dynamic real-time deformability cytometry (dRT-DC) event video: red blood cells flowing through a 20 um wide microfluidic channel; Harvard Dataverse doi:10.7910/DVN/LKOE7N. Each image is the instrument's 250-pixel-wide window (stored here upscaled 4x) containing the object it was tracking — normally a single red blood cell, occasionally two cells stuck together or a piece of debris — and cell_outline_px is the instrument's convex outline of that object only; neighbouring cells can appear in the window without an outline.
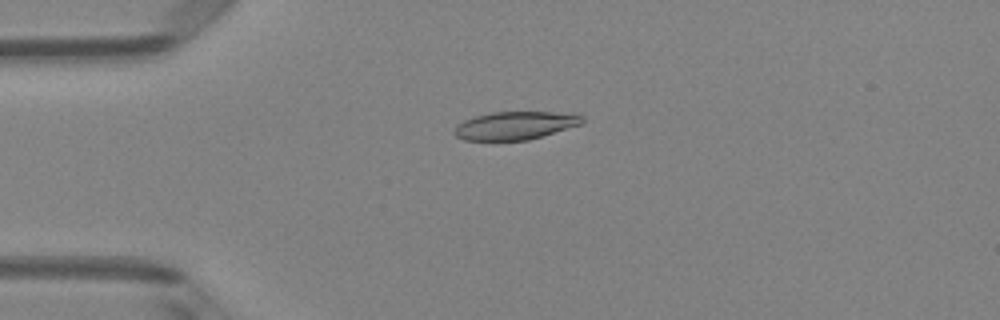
{"species": "Egyptian fruit bat (a non-hibernating species)", "species_latin": "Rousettus aegyptiacus", "temperature_condition": "room temperature", "stored_images_in_passage": 40, "camera_frame_rate_fps": 3000, "um_per_image_px": 0.085, "animal": {"sex": "female"}, "frame": {"image": 1, "passage_image": 2, "time_ms": 0.333, "image_size_px": [1000, 320], "cell_outline_px": [[584, 124], [528, 140], [464, 140], [456, 136], [452, 132], [464, 120], [476, 116], [492, 112], [552, 112], [584, 116]], "centroid_in_image_um": [43.81, 10.67], "position_along_channel_um": 41.2, "area_um2": 20.75}}
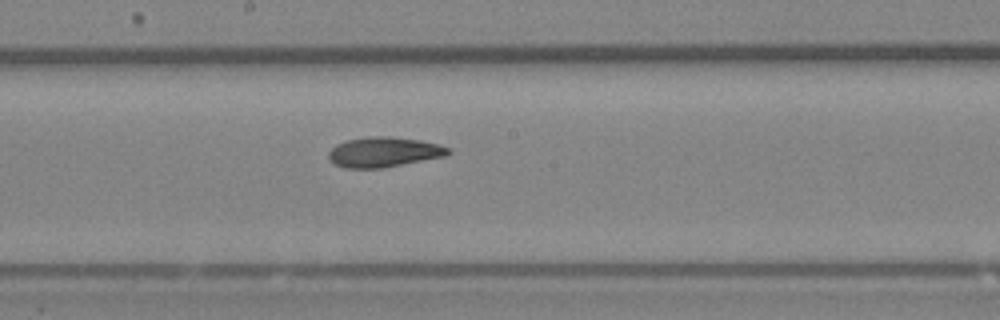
{"frame": {"image": 2, "passage_image": 17, "time_ms": 5.333, "image_size_px": [1000, 320], "cell_outline_px": [[452, 152], [448, 156], [384, 168], [344, 168], [332, 164], [328, 156], [328, 152], [336, 144], [348, 140], [368, 136], [392, 136], [420, 140], [440, 144], [452, 148]], "centroid_in_image_um": [32.68, 12.93], "position_along_channel_um": 215.5, "area_um2": 21.44}}
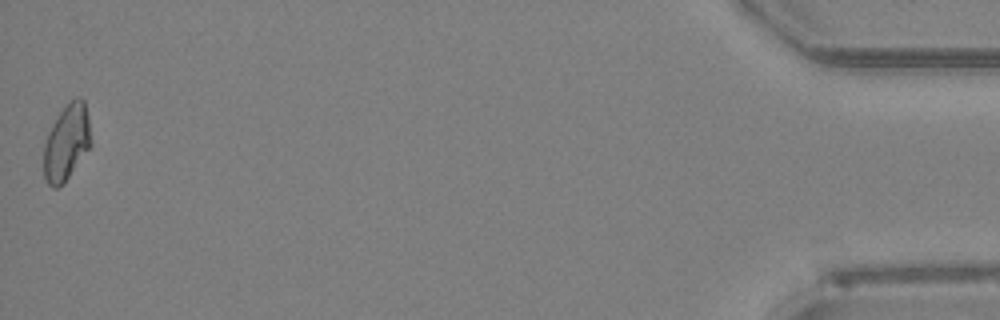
{"frame": {"image": 3, "passage_image": 40, "time_ms": 13.0, "image_size_px": [1000, 320], "cell_outline_px": [[92, 144], [64, 184], [56, 188], [52, 188], [48, 184], [44, 176], [44, 144], [48, 132], [60, 112], [76, 96], [80, 96], [84, 100], [88, 120]], "centroid_in_image_um": [5.66, 12.14], "position_along_channel_um": 429.5, "area_um2": 20.75}, "authors_computed_cell_mechanics": {"area_um2": 20.7213, "velocity_mm_per_s": 4.0177, "shape_relaxation_time_tau1_ms": null, "shape_relaxation_time_tau2_ms": 5.7502, "deformation_change_tau1": null, "deformation_change_tau2": 0.1153}}